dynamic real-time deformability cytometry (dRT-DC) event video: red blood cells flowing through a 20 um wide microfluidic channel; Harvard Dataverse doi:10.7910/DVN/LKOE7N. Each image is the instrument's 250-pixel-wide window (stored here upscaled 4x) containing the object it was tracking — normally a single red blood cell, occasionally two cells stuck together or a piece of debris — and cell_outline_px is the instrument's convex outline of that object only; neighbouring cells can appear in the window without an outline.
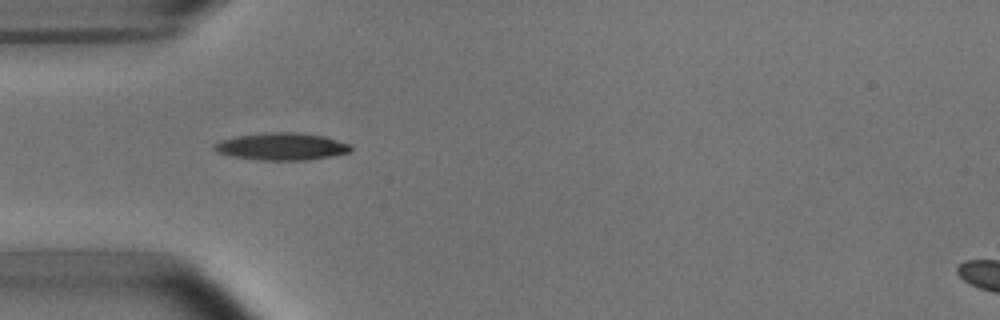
{"species": "common noctule bat (a hibernating species)", "species_latin": "Nyctalus noctula", "temperature_condition": "room temperature", "stored_images_in_passage": 2, "camera_frame_rate_fps": 3000, "um_per_image_px": 0.085, "animal": {"sex": "male", "body_mass_g": 15.6}, "frame": {"image": 1, "passage_image": 1, "time_ms": 0.0, "image_size_px": [1000, 320], "cell_outline_px": [[352, 148], [348, 152], [332, 156], [308, 160], [260, 160], [232, 156], [216, 152], [212, 148], [212, 144], [220, 140], [236, 136], [272, 132], [292, 132], [324, 136], [352, 144]], "centroid_in_image_um": [23.92, 12.45], "position_along_channel_um": 61.1, "area_um2": 21.73}}